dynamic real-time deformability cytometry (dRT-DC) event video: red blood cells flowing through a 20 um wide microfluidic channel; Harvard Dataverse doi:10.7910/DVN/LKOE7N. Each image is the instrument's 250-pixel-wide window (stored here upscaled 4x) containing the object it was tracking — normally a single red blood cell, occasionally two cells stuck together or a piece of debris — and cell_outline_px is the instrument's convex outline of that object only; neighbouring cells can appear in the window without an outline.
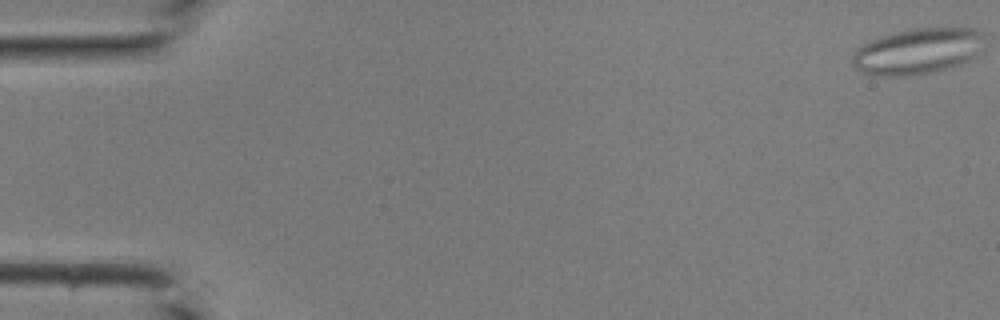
{"species": "common noctule bat (a hibernating species)", "species_latin": "Nyctalus noctula", "temperature_condition": "room temperature", "stored_images_in_passage": 11, "camera_frame_rate_fps": 3000, "um_per_image_px": 0.085, "animal": {"sex": "male", "body_mass_g": 19.0, "forearm_length_mm": 50.8}, "frame": {"image": 1, "passage_image": 1, "time_ms": 0.0, "image_size_px": [1000, 320], "cell_outline_px": [[976, 32], [972, 56], [960, 64], [928, 72], [900, 76], [884, 76], [864, 72], [856, 68], [852, 60], [852, 56], [864, 44], [872, 40], [884, 36], [900, 32], [920, 28], [976, 28]], "centroid_in_image_um": [77.84, 4.37], "position_along_channel_um": 7.2, "area_um2": 32.89}}